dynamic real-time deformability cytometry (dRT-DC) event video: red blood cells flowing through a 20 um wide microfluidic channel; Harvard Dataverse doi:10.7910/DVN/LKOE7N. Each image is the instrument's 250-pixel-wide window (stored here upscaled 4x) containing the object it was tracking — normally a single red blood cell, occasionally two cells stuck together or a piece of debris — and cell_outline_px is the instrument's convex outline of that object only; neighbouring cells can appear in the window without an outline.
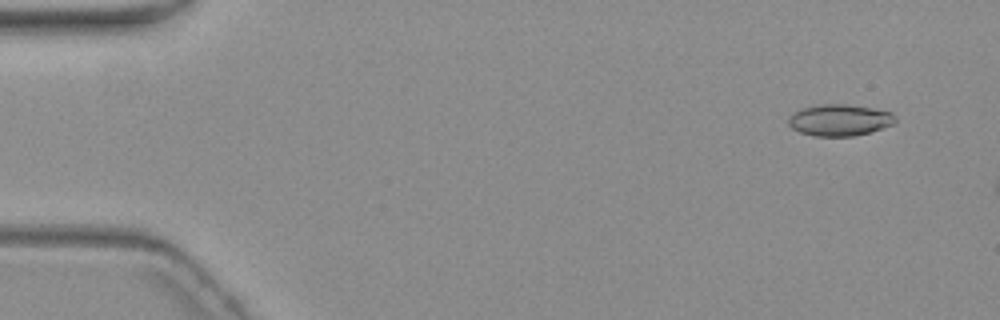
{"species": "common noctule bat (a hibernating species)", "species_latin": "Nyctalus noctula", "temperature_condition": "warm", "stored_images_in_passage": 3, "camera_frame_rate_fps": 3000, "um_per_image_px": 0.085, "animal": {"sex": "female", "body_mass_g": 19.3, "forearm_length_mm": 54.1}, "frame": {"image": 1, "passage_image": 1, "time_ms": 0.0, "image_size_px": [1000, 320], "cell_outline_px": [[896, 124], [868, 132], [852, 136], [816, 136], [800, 132], [792, 128], [788, 124], [788, 116], [804, 108], [820, 104], [844, 104], [872, 108], [892, 112], [896, 116]], "centroid_in_image_um": [71.39, 10.21], "position_along_channel_um": 13.6, "area_um2": 19.54}}